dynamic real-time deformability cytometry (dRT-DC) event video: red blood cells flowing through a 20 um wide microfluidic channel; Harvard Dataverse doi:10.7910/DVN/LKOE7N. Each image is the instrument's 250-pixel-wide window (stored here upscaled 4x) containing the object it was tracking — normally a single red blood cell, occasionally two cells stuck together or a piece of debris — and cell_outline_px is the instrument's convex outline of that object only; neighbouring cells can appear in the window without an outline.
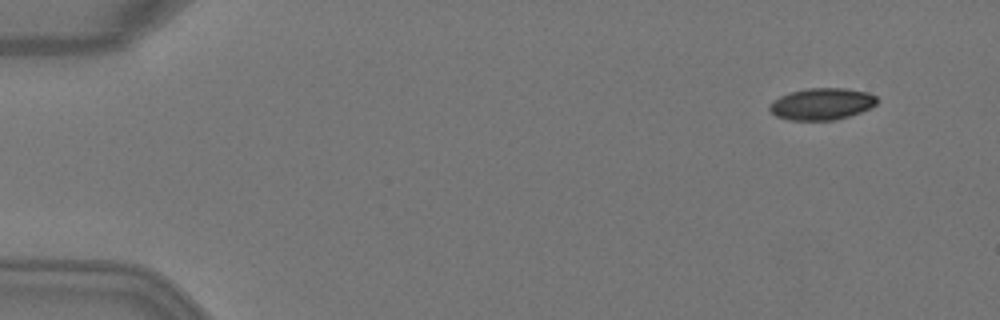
{"species": "Egyptian fruit bat (a non-hibernating species)", "species_latin": "Rousettus aegyptiacus", "temperature_condition": "warm", "stored_images_in_passage": 4, "camera_frame_rate_fps": 3000, "um_per_image_px": 0.085, "animal": {"sex": "female"}, "frame": {"image": 1, "passage_image": 2, "time_ms": 0.333, "image_size_px": [1000, 320], "cell_outline_px": [[880, 100], [872, 108], [848, 116], [832, 120], [788, 120], [776, 116], [768, 108], [768, 104], [772, 100], [780, 96], [792, 92], [808, 88], [844, 88], [868, 92], [876, 96]], "centroid_in_image_um": [69.86, 8.83], "position_along_channel_um": 15.1, "area_um2": 20.0}}